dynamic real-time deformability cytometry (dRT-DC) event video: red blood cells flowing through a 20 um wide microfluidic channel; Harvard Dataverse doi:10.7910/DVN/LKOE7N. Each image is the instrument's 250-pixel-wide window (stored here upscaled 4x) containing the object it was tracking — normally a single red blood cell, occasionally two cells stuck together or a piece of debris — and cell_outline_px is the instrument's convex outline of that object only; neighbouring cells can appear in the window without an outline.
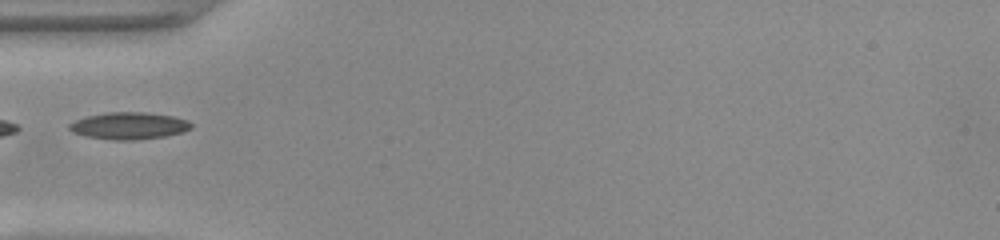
{"species": "common noctule bat (a hibernating species)", "species_latin": "Nyctalus noctula", "temperature_condition": "warm", "stored_images_in_passage": 20, "camera_frame_rate_fps": 3000, "um_per_image_px": 0.085, "animal": {"sex": "female", "body_mass_g": 22.0, "forearm_length_mm": 56.7}, "frame": {"image": 1, "passage_image": 1, "time_ms": 0.0, "image_size_px": [1000, 240], "cell_outline_px": [[188, 124], [184, 128], [172, 132], [152, 136], [100, 136], [80, 132], [72, 128], [76, 124], [84, 120], [96, 116], [160, 116], [180, 120]], "centroid_in_image_um": [10.98, 10.7], "position_along_channel_um": 74.0, "area_um2": 13.58}}